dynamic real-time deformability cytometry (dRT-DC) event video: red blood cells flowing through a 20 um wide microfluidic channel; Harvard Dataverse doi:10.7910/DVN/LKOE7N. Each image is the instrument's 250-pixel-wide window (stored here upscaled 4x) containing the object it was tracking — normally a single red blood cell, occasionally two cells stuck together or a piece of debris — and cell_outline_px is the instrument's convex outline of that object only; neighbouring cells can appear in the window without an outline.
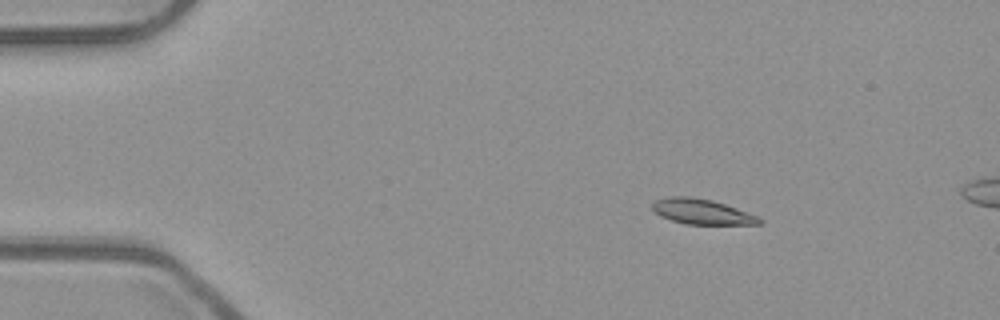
{"species": "common noctule bat (a hibernating species)", "species_latin": "Nyctalus noctula", "temperature_condition": "room temperature", "stored_images_in_passage": 13, "camera_frame_rate_fps": 3000, "um_per_image_px": 0.085, "animal": {"sex": "male", "body_mass_g": 23.1, "forearm_length_mm": 52.7}, "frame": {"image": 1, "passage_image": 8, "time_ms": 2.333, "image_size_px": [1000, 320], "cell_outline_px": [[764, 224], [684, 224], [660, 216], [652, 208], [652, 204], [656, 200], [672, 196], [688, 196], [712, 200], [736, 208], [756, 216], [764, 220]], "centroid_in_image_um": [59.66, 18.0], "position_along_channel_um": 25.3, "area_um2": 15.55}}